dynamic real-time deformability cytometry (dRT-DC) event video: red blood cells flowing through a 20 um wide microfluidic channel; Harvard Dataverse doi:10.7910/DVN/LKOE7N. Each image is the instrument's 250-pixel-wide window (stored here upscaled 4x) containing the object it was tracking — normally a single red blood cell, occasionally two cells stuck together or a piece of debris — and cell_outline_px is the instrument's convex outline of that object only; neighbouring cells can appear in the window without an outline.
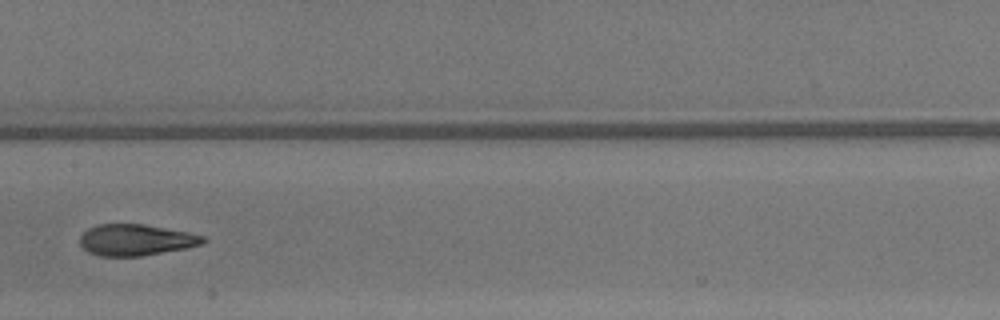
{"species": "common noctule bat (a hibernating species)", "species_latin": "Nyctalus noctula", "temperature_condition": "warm", "stored_images_in_passage": 19, "camera_frame_rate_fps": 3000, "um_per_image_px": 0.085, "animal": {"sex": "male", "body_mass_g": 13.3}, "frame": {"image": 1, "passage_image": 11, "time_ms": 3.333, "image_size_px": [1000, 320], "cell_outline_px": [[208, 240], [200, 244], [184, 248], [140, 256], [100, 256], [88, 252], [80, 244], [80, 236], [88, 228], [96, 224], [144, 224], [188, 232], [204, 236]], "centroid_in_image_um": [11.52, 20.38], "position_along_channel_um": 195.9, "area_um2": 22.31}}